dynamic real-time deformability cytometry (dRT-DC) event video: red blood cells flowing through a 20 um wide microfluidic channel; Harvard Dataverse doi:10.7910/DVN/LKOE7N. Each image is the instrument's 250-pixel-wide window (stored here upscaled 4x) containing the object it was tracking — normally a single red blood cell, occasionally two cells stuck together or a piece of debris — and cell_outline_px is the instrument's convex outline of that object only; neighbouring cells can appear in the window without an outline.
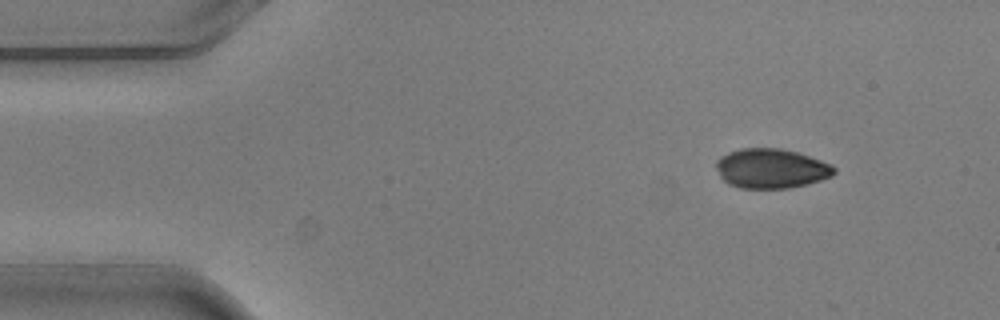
{"species": "common noctule bat (a hibernating species)", "species_latin": "Nyctalus noctula", "temperature_condition": "warm", "stored_images_in_passage": 4, "camera_frame_rate_fps": 3000, "um_per_image_px": 0.085, "animal": {"sex": "male", "body_mass_g": 20.5, "forearm_length_mm": 52.5}, "frame": {"image": 1, "passage_image": 1, "time_ms": 0.0, "image_size_px": [1000, 320], "cell_outline_px": [[836, 172], [832, 176], [808, 184], [788, 188], [740, 188], [728, 184], [720, 176], [716, 168], [716, 160], [720, 156], [728, 152], [740, 148], [780, 148], [800, 152], [832, 164], [836, 168]], "centroid_in_image_um": [65.56, 14.31], "position_along_channel_um": 19.4, "area_um2": 27.57}}